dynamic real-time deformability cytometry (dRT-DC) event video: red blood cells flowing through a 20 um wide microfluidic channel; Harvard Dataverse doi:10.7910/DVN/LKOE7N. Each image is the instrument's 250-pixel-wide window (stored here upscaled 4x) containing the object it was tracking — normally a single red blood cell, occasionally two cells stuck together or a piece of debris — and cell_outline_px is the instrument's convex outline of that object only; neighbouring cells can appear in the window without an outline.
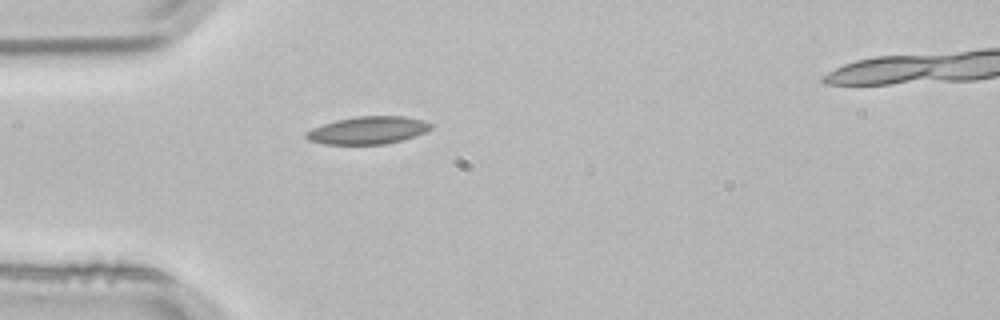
{"species": "common noctule bat (a hibernating species)", "species_latin": "Nyctalus noctula", "temperature_condition": "room temperature", "stored_images_in_passage": 3, "camera_frame_rate_fps": 3000, "um_per_image_px": 0.085, "animal": {"sex": "male", "body_mass_g": 21.5, "forearm_length_mm": 52.0}, "frame": {"image": 1, "passage_image": 3, "time_ms": 0.667, "image_size_px": [1000, 320], "cell_outline_px": [[432, 128], [424, 132], [400, 140], [384, 144], [324, 144], [308, 140], [304, 136], [304, 132], [312, 128], [336, 120], [356, 116], [404, 116], [424, 120], [432, 124]], "centroid_in_image_um": [31.23, 11.06], "position_along_channel_um": 53.8, "area_um2": 19.94}}